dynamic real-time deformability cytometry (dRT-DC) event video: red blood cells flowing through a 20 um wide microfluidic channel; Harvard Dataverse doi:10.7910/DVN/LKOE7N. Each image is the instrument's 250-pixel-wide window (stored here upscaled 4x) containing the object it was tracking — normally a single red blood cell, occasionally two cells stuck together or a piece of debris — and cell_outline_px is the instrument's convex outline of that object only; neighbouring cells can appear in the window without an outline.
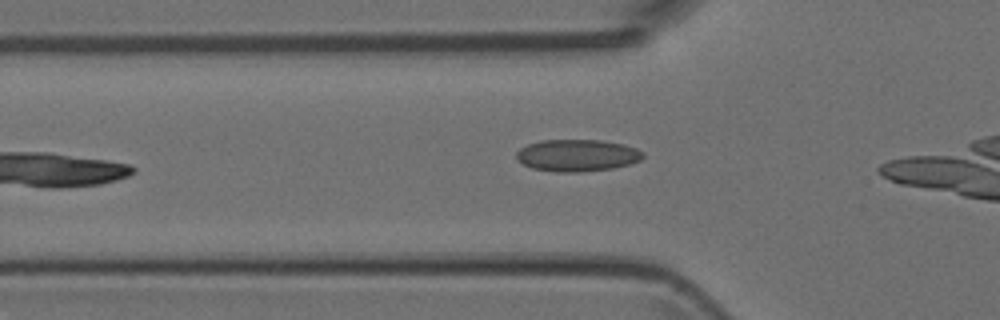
{"species": "Egyptian fruit bat (a non-hibernating species)", "species_latin": "Rousettus aegyptiacus", "temperature_condition": "room temperature", "stored_images_in_passage": 5, "camera_frame_rate_fps": 3000, "um_per_image_px": 0.085, "animal": {"sex": "female"}, "frame": {"image": 1, "passage_image": 3, "time_ms": 2.333, "image_size_px": [1000, 320], "cell_outline_px": [[644, 156], [640, 160], [632, 164], [612, 168], [580, 172], [556, 172], [532, 168], [524, 164], [516, 156], [516, 152], [520, 148], [528, 144], [540, 140], [600, 140], [624, 144], [636, 148], [644, 152]], "centroid_in_image_um": [49.09, 13.2], "position_along_channel_um": 76.7, "area_um2": 23.64}}